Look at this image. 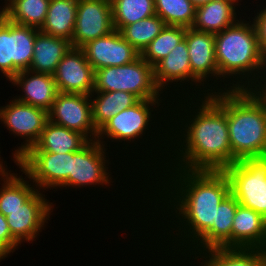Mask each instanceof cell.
Instances as JSON below:
<instances>
[{
  "instance_id": "cell-1",
  "label": "cell",
  "mask_w": 266,
  "mask_h": 266,
  "mask_svg": "<svg viewBox=\"0 0 266 266\" xmlns=\"http://www.w3.org/2000/svg\"><path fill=\"white\" fill-rule=\"evenodd\" d=\"M172 170H175V173L171 172L175 177L171 175L172 179L169 181L172 180L170 186L174 190L170 193L168 187L162 190L166 189L165 194H169L167 198L173 197V201L169 199L173 202L170 205L177 209L174 210L177 222L180 220L179 225L182 226H177L180 227L179 230L182 229L178 233L181 232L182 241L187 238L189 241L190 238L192 243L188 242V246L192 248L213 227V223H216L217 208L230 193V182L223 170Z\"/></svg>"
},
{
  "instance_id": "cell-2",
  "label": "cell",
  "mask_w": 266,
  "mask_h": 266,
  "mask_svg": "<svg viewBox=\"0 0 266 266\" xmlns=\"http://www.w3.org/2000/svg\"><path fill=\"white\" fill-rule=\"evenodd\" d=\"M198 98L200 100L196 101L202 104H194L193 108L197 106L196 110L193 109L195 115L189 114V121L186 119L183 123L185 128L177 130L181 133L175 136L180 139L175 147L177 158L172 157L179 161L171 166L188 170H224L234 164L227 114L210 96L204 95V100Z\"/></svg>"
},
{
  "instance_id": "cell-3",
  "label": "cell",
  "mask_w": 266,
  "mask_h": 266,
  "mask_svg": "<svg viewBox=\"0 0 266 266\" xmlns=\"http://www.w3.org/2000/svg\"><path fill=\"white\" fill-rule=\"evenodd\" d=\"M224 85L225 88H217V92L215 89H203L202 92L227 114L234 163L246 158L266 157V95L259 89L229 90L227 84Z\"/></svg>"
},
{
  "instance_id": "cell-4",
  "label": "cell",
  "mask_w": 266,
  "mask_h": 266,
  "mask_svg": "<svg viewBox=\"0 0 266 266\" xmlns=\"http://www.w3.org/2000/svg\"><path fill=\"white\" fill-rule=\"evenodd\" d=\"M215 57L220 78L225 79L231 75L235 80L241 79H233L232 83H236L232 86L230 83L229 90L259 89L264 82L266 58L261 51L253 22L246 23L244 19H240L223 31L215 33Z\"/></svg>"
},
{
  "instance_id": "cell-5",
  "label": "cell",
  "mask_w": 266,
  "mask_h": 266,
  "mask_svg": "<svg viewBox=\"0 0 266 266\" xmlns=\"http://www.w3.org/2000/svg\"><path fill=\"white\" fill-rule=\"evenodd\" d=\"M93 91H126L140 100L160 99L162 93L154 81L153 67L141 56L122 66L96 70Z\"/></svg>"
},
{
  "instance_id": "cell-6",
  "label": "cell",
  "mask_w": 266,
  "mask_h": 266,
  "mask_svg": "<svg viewBox=\"0 0 266 266\" xmlns=\"http://www.w3.org/2000/svg\"><path fill=\"white\" fill-rule=\"evenodd\" d=\"M239 205L266 218V157L246 158L223 170Z\"/></svg>"
},
{
  "instance_id": "cell-7",
  "label": "cell",
  "mask_w": 266,
  "mask_h": 266,
  "mask_svg": "<svg viewBox=\"0 0 266 266\" xmlns=\"http://www.w3.org/2000/svg\"><path fill=\"white\" fill-rule=\"evenodd\" d=\"M0 120L9 132L25 139L24 144L12 153L16 162L38 141L48 121V112L14 99L5 107H0Z\"/></svg>"
},
{
  "instance_id": "cell-8",
  "label": "cell",
  "mask_w": 266,
  "mask_h": 266,
  "mask_svg": "<svg viewBox=\"0 0 266 266\" xmlns=\"http://www.w3.org/2000/svg\"><path fill=\"white\" fill-rule=\"evenodd\" d=\"M38 190L58 188L71 172V152H26L16 162Z\"/></svg>"
},
{
  "instance_id": "cell-9",
  "label": "cell",
  "mask_w": 266,
  "mask_h": 266,
  "mask_svg": "<svg viewBox=\"0 0 266 266\" xmlns=\"http://www.w3.org/2000/svg\"><path fill=\"white\" fill-rule=\"evenodd\" d=\"M90 95L58 92L48 111V120L96 140L98 131L92 120ZM90 137V138H89Z\"/></svg>"
},
{
  "instance_id": "cell-10",
  "label": "cell",
  "mask_w": 266,
  "mask_h": 266,
  "mask_svg": "<svg viewBox=\"0 0 266 266\" xmlns=\"http://www.w3.org/2000/svg\"><path fill=\"white\" fill-rule=\"evenodd\" d=\"M105 149L97 140H91L79 151L71 152V172L59 188L109 185L111 177L107 172L109 167L106 165L109 161L106 159Z\"/></svg>"
},
{
  "instance_id": "cell-11",
  "label": "cell",
  "mask_w": 266,
  "mask_h": 266,
  "mask_svg": "<svg viewBox=\"0 0 266 266\" xmlns=\"http://www.w3.org/2000/svg\"><path fill=\"white\" fill-rule=\"evenodd\" d=\"M160 101V99L140 100L134 106L119 112L98 130L96 140L105 146L103 140L101 141L105 137L110 138V140H130V142L133 139H139L140 136L142 137L145 134L144 131L149 130L148 125L151 122L150 118H152L151 112L155 109L154 106H160Z\"/></svg>"
},
{
  "instance_id": "cell-12",
  "label": "cell",
  "mask_w": 266,
  "mask_h": 266,
  "mask_svg": "<svg viewBox=\"0 0 266 266\" xmlns=\"http://www.w3.org/2000/svg\"><path fill=\"white\" fill-rule=\"evenodd\" d=\"M113 30L111 0H78L72 47L81 48Z\"/></svg>"
},
{
  "instance_id": "cell-13",
  "label": "cell",
  "mask_w": 266,
  "mask_h": 266,
  "mask_svg": "<svg viewBox=\"0 0 266 266\" xmlns=\"http://www.w3.org/2000/svg\"><path fill=\"white\" fill-rule=\"evenodd\" d=\"M39 192L37 190L20 208L5 216L12 237L20 245L24 240L34 241L53 212V204Z\"/></svg>"
},
{
  "instance_id": "cell-14",
  "label": "cell",
  "mask_w": 266,
  "mask_h": 266,
  "mask_svg": "<svg viewBox=\"0 0 266 266\" xmlns=\"http://www.w3.org/2000/svg\"><path fill=\"white\" fill-rule=\"evenodd\" d=\"M95 71L81 48L71 47L59 62L53 78L58 92L91 95Z\"/></svg>"
},
{
  "instance_id": "cell-15",
  "label": "cell",
  "mask_w": 266,
  "mask_h": 266,
  "mask_svg": "<svg viewBox=\"0 0 266 266\" xmlns=\"http://www.w3.org/2000/svg\"><path fill=\"white\" fill-rule=\"evenodd\" d=\"M94 71L110 66H122L135 61L140 52L126 41L120 31L89 41L81 47Z\"/></svg>"
},
{
  "instance_id": "cell-16",
  "label": "cell",
  "mask_w": 266,
  "mask_h": 266,
  "mask_svg": "<svg viewBox=\"0 0 266 266\" xmlns=\"http://www.w3.org/2000/svg\"><path fill=\"white\" fill-rule=\"evenodd\" d=\"M191 67V81L196 86H204L209 76L219 79L218 65L215 57V34L186 29L185 38ZM203 82V83H202ZM200 83V85H198Z\"/></svg>"
},
{
  "instance_id": "cell-17",
  "label": "cell",
  "mask_w": 266,
  "mask_h": 266,
  "mask_svg": "<svg viewBox=\"0 0 266 266\" xmlns=\"http://www.w3.org/2000/svg\"><path fill=\"white\" fill-rule=\"evenodd\" d=\"M10 82L21 87L24 92L22 97H15L16 100L47 112L52 107L58 93L53 75L33 72L29 69L20 71Z\"/></svg>"
},
{
  "instance_id": "cell-18",
  "label": "cell",
  "mask_w": 266,
  "mask_h": 266,
  "mask_svg": "<svg viewBox=\"0 0 266 266\" xmlns=\"http://www.w3.org/2000/svg\"><path fill=\"white\" fill-rule=\"evenodd\" d=\"M231 248L266 250V218L252 209L239 205L233 218Z\"/></svg>"
},
{
  "instance_id": "cell-19",
  "label": "cell",
  "mask_w": 266,
  "mask_h": 266,
  "mask_svg": "<svg viewBox=\"0 0 266 266\" xmlns=\"http://www.w3.org/2000/svg\"><path fill=\"white\" fill-rule=\"evenodd\" d=\"M238 206V201L231 193L221 201L216 211V223H213V227L193 246L194 254L216 247L231 248L233 218Z\"/></svg>"
},
{
  "instance_id": "cell-20",
  "label": "cell",
  "mask_w": 266,
  "mask_h": 266,
  "mask_svg": "<svg viewBox=\"0 0 266 266\" xmlns=\"http://www.w3.org/2000/svg\"><path fill=\"white\" fill-rule=\"evenodd\" d=\"M89 140L81 133L47 121L38 141L27 152L69 153L83 148Z\"/></svg>"
},
{
  "instance_id": "cell-21",
  "label": "cell",
  "mask_w": 266,
  "mask_h": 266,
  "mask_svg": "<svg viewBox=\"0 0 266 266\" xmlns=\"http://www.w3.org/2000/svg\"><path fill=\"white\" fill-rule=\"evenodd\" d=\"M238 1L212 0L207 4L196 7L195 19L191 27L195 30L213 34L223 31L238 21L235 10Z\"/></svg>"
},
{
  "instance_id": "cell-22",
  "label": "cell",
  "mask_w": 266,
  "mask_h": 266,
  "mask_svg": "<svg viewBox=\"0 0 266 266\" xmlns=\"http://www.w3.org/2000/svg\"><path fill=\"white\" fill-rule=\"evenodd\" d=\"M71 47L69 40L50 36L39 31L36 34L29 70L53 75L59 62Z\"/></svg>"
},
{
  "instance_id": "cell-23",
  "label": "cell",
  "mask_w": 266,
  "mask_h": 266,
  "mask_svg": "<svg viewBox=\"0 0 266 266\" xmlns=\"http://www.w3.org/2000/svg\"><path fill=\"white\" fill-rule=\"evenodd\" d=\"M153 71L154 81L161 91L166 89L170 82H188L191 79V67L186 40L184 39L176 45L165 58L153 67Z\"/></svg>"
},
{
  "instance_id": "cell-24",
  "label": "cell",
  "mask_w": 266,
  "mask_h": 266,
  "mask_svg": "<svg viewBox=\"0 0 266 266\" xmlns=\"http://www.w3.org/2000/svg\"><path fill=\"white\" fill-rule=\"evenodd\" d=\"M202 252H199L200 256L204 254L200 266H266L264 249L216 247Z\"/></svg>"
},
{
  "instance_id": "cell-25",
  "label": "cell",
  "mask_w": 266,
  "mask_h": 266,
  "mask_svg": "<svg viewBox=\"0 0 266 266\" xmlns=\"http://www.w3.org/2000/svg\"><path fill=\"white\" fill-rule=\"evenodd\" d=\"M78 0H50L46 19L40 32L72 40Z\"/></svg>"
},
{
  "instance_id": "cell-26",
  "label": "cell",
  "mask_w": 266,
  "mask_h": 266,
  "mask_svg": "<svg viewBox=\"0 0 266 266\" xmlns=\"http://www.w3.org/2000/svg\"><path fill=\"white\" fill-rule=\"evenodd\" d=\"M96 94L97 96L95 97L94 95ZM90 96L92 120L97 131L119 112L134 106L140 101L137 96L126 91H93ZM92 96L95 99H92Z\"/></svg>"
},
{
  "instance_id": "cell-27",
  "label": "cell",
  "mask_w": 266,
  "mask_h": 266,
  "mask_svg": "<svg viewBox=\"0 0 266 266\" xmlns=\"http://www.w3.org/2000/svg\"><path fill=\"white\" fill-rule=\"evenodd\" d=\"M4 166L3 162L0 163V175L4 182L0 188V212L7 216L10 211L20 208L38 189L22 176L11 171L8 173Z\"/></svg>"
},
{
  "instance_id": "cell-28",
  "label": "cell",
  "mask_w": 266,
  "mask_h": 266,
  "mask_svg": "<svg viewBox=\"0 0 266 266\" xmlns=\"http://www.w3.org/2000/svg\"><path fill=\"white\" fill-rule=\"evenodd\" d=\"M50 0H13L2 14L10 22L40 29L45 22Z\"/></svg>"
},
{
  "instance_id": "cell-29",
  "label": "cell",
  "mask_w": 266,
  "mask_h": 266,
  "mask_svg": "<svg viewBox=\"0 0 266 266\" xmlns=\"http://www.w3.org/2000/svg\"><path fill=\"white\" fill-rule=\"evenodd\" d=\"M39 29L12 22V78L22 70H28L32 62L34 43Z\"/></svg>"
},
{
  "instance_id": "cell-30",
  "label": "cell",
  "mask_w": 266,
  "mask_h": 266,
  "mask_svg": "<svg viewBox=\"0 0 266 266\" xmlns=\"http://www.w3.org/2000/svg\"><path fill=\"white\" fill-rule=\"evenodd\" d=\"M112 22L117 31L155 15L154 0H111Z\"/></svg>"
},
{
  "instance_id": "cell-31",
  "label": "cell",
  "mask_w": 266,
  "mask_h": 266,
  "mask_svg": "<svg viewBox=\"0 0 266 266\" xmlns=\"http://www.w3.org/2000/svg\"><path fill=\"white\" fill-rule=\"evenodd\" d=\"M186 29L185 27L166 25L161 33L144 48L140 56L154 67L159 61L165 58L176 45L184 40Z\"/></svg>"
},
{
  "instance_id": "cell-32",
  "label": "cell",
  "mask_w": 266,
  "mask_h": 266,
  "mask_svg": "<svg viewBox=\"0 0 266 266\" xmlns=\"http://www.w3.org/2000/svg\"><path fill=\"white\" fill-rule=\"evenodd\" d=\"M165 22L158 16L144 18L125 26L120 33L140 53L165 28Z\"/></svg>"
},
{
  "instance_id": "cell-33",
  "label": "cell",
  "mask_w": 266,
  "mask_h": 266,
  "mask_svg": "<svg viewBox=\"0 0 266 266\" xmlns=\"http://www.w3.org/2000/svg\"><path fill=\"white\" fill-rule=\"evenodd\" d=\"M155 13L166 25L190 28L196 7L190 0H154Z\"/></svg>"
},
{
  "instance_id": "cell-34",
  "label": "cell",
  "mask_w": 266,
  "mask_h": 266,
  "mask_svg": "<svg viewBox=\"0 0 266 266\" xmlns=\"http://www.w3.org/2000/svg\"><path fill=\"white\" fill-rule=\"evenodd\" d=\"M12 22L0 14V71L6 79H12Z\"/></svg>"
},
{
  "instance_id": "cell-35",
  "label": "cell",
  "mask_w": 266,
  "mask_h": 266,
  "mask_svg": "<svg viewBox=\"0 0 266 266\" xmlns=\"http://www.w3.org/2000/svg\"><path fill=\"white\" fill-rule=\"evenodd\" d=\"M18 245L11 235L6 217L0 212V253L6 258Z\"/></svg>"
},
{
  "instance_id": "cell-36",
  "label": "cell",
  "mask_w": 266,
  "mask_h": 266,
  "mask_svg": "<svg viewBox=\"0 0 266 266\" xmlns=\"http://www.w3.org/2000/svg\"><path fill=\"white\" fill-rule=\"evenodd\" d=\"M258 34V41L261 51L266 58V7L261 10L253 19Z\"/></svg>"
},
{
  "instance_id": "cell-37",
  "label": "cell",
  "mask_w": 266,
  "mask_h": 266,
  "mask_svg": "<svg viewBox=\"0 0 266 266\" xmlns=\"http://www.w3.org/2000/svg\"><path fill=\"white\" fill-rule=\"evenodd\" d=\"M192 2V4L195 7H199L201 5L207 4L208 2L212 1V0H190Z\"/></svg>"
},
{
  "instance_id": "cell-38",
  "label": "cell",
  "mask_w": 266,
  "mask_h": 266,
  "mask_svg": "<svg viewBox=\"0 0 266 266\" xmlns=\"http://www.w3.org/2000/svg\"><path fill=\"white\" fill-rule=\"evenodd\" d=\"M11 1H13V0H7V1H6L5 6L2 7V9L0 10V14H3V13L5 12V10H6V8H7V5H8ZM7 2H8V3H7Z\"/></svg>"
},
{
  "instance_id": "cell-39",
  "label": "cell",
  "mask_w": 266,
  "mask_h": 266,
  "mask_svg": "<svg viewBox=\"0 0 266 266\" xmlns=\"http://www.w3.org/2000/svg\"><path fill=\"white\" fill-rule=\"evenodd\" d=\"M5 257L0 253V261L1 259H4Z\"/></svg>"
}]
</instances>
